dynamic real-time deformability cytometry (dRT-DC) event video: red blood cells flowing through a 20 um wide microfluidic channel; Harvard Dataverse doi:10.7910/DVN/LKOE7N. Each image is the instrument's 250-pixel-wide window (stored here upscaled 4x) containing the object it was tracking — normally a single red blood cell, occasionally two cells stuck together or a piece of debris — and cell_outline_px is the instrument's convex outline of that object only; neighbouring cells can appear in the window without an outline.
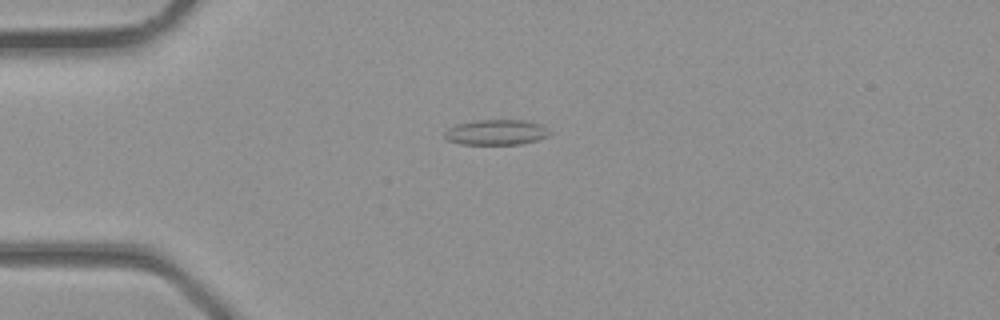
{"species": "common noctule bat (a hibernating species)", "species_latin": "Nyctalus noctula", "temperature_condition": "room temperature", "stored_images_in_passage": 4, "camera_frame_rate_fps": 3000, "um_per_image_px": 0.085, "animal": {"sex": "male", "body_mass_g": 23.1, "forearm_length_mm": 52.7}, "frame": {"image": 1, "passage_image": 3, "time_ms": 0.667, "image_size_px": [1000, 320], "cell_outline_px": [[552, 132], [548, 136], [536, 140], [520, 144], [460, 144], [448, 140], [444, 136], [444, 132], [448, 128], [456, 124], [476, 120], [524, 120], [540, 124]], "centroid_in_image_um": [42.17, 11.24], "position_along_channel_um": 42.8, "area_um2": 15.49}}